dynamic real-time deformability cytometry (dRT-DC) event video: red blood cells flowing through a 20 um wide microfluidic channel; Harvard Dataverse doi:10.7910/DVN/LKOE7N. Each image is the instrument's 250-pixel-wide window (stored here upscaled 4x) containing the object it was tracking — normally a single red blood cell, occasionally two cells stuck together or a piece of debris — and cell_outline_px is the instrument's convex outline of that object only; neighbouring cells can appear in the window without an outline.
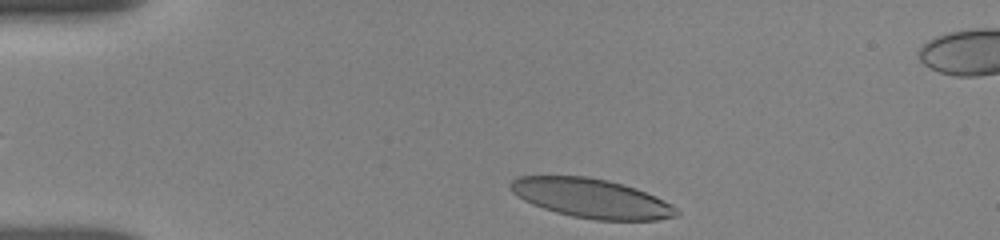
{"species": "human", "species_latin": "Homo sapiens", "temperature_condition": "room temperature", "stored_images_in_passage": 9, "camera_frame_rate_fps": 3000, "um_per_image_px": 0.085, "donor": {"sex": "female"}, "frame": {"image": 1, "passage_image": 1, "time_ms": 0.0, "image_size_px": [1000, 240], "cell_outline_px": [[680, 212], [676, 216], [656, 220], [596, 220], [572, 216], [556, 212], [532, 204], [524, 200], [512, 192], [508, 184], [516, 176], [588, 176], [608, 180], [636, 188], [656, 196], [672, 204]], "centroid_in_image_um": [50.27, 16.85], "position_along_channel_um": 34.7, "area_um2": 37.97}}
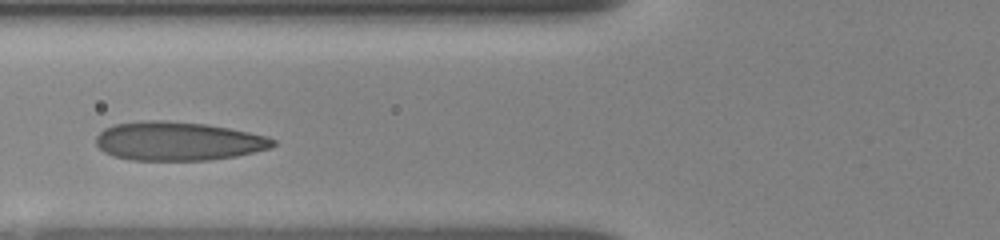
{"frame": {"image": 2, "passage_image": 8, "time_ms": 3.333, "image_size_px": [1000, 240], "cell_outline_px": [[276, 144], [272, 148], [236, 156], [208, 160], [128, 160], [112, 156], [104, 152], [96, 144], [96, 136], [104, 128], [112, 124], [144, 120], [164, 120], [204, 124], [228, 128], [268, 136], [276, 140]], "centroid_in_image_um": [15.12, 12.0], "position_along_channel_um": 110.7, "area_um2": 40.23}}